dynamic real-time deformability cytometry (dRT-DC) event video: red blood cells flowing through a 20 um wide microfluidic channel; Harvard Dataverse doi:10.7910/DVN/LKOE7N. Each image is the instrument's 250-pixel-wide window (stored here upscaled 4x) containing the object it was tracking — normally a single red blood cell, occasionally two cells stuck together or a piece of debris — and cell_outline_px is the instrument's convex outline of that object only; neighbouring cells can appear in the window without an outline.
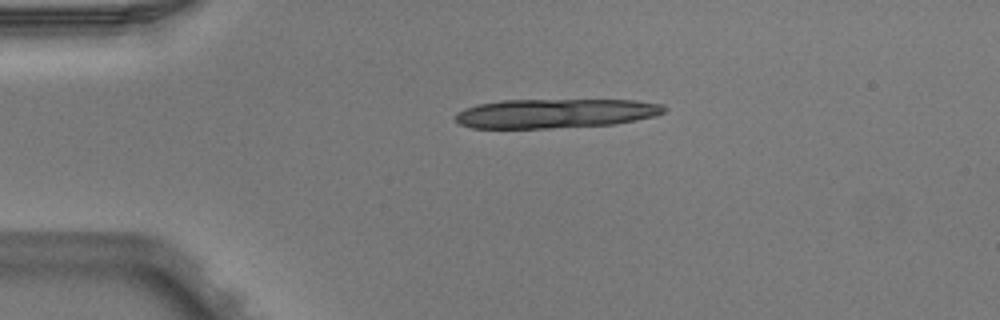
{"species": "Egyptian fruit bat (a non-hibernating species)", "species_latin": "Rousettus aegyptiacus", "temperature_condition": "warm", "stored_images_in_passage": 2, "camera_frame_rate_fps": 3000, "um_per_image_px": 0.085, "animal": {"sex": "male"}, "frame": {"image": 1, "passage_image": 1, "time_ms": 0.0, "image_size_px": [1000, 320], "cell_outline_px": [[668, 108], [664, 112], [656, 116], [616, 124], [552, 128], [472, 128], [460, 124], [456, 120], [456, 112], [464, 108], [476, 104], [500, 100], [636, 100], [664, 104]], "centroid_in_image_um": [47.23, 9.63], "position_along_channel_um": 37.8, "area_um2": 35.95}}
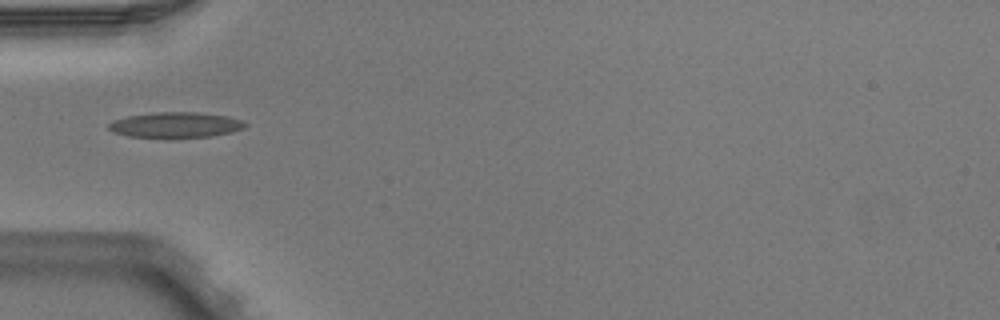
{"frame": {"image": 2, "passage_image": 2, "time_ms": 0.333, "image_size_px": [1000, 320], "cell_outline_px": [[248, 124], [244, 128], [232, 132], [212, 136], [172, 140], [128, 136], [112, 132], [108, 128], [108, 124], [116, 120], [128, 116], [152, 112], [196, 112], [228, 116], [244, 120]], "centroid_in_image_um": [14.95, 10.65], "position_along_channel_um": 70.0, "area_um2": 21.1}}